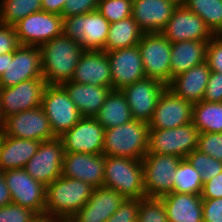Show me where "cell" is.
I'll return each mask as SVG.
<instances>
[{
	"mask_svg": "<svg viewBox=\"0 0 222 222\" xmlns=\"http://www.w3.org/2000/svg\"><path fill=\"white\" fill-rule=\"evenodd\" d=\"M94 188L61 175L46 186L44 219L67 222L88 202Z\"/></svg>",
	"mask_w": 222,
	"mask_h": 222,
	"instance_id": "1",
	"label": "cell"
},
{
	"mask_svg": "<svg viewBox=\"0 0 222 222\" xmlns=\"http://www.w3.org/2000/svg\"><path fill=\"white\" fill-rule=\"evenodd\" d=\"M42 76L47 84L71 80L76 65L85 51L78 41L63 34L40 46Z\"/></svg>",
	"mask_w": 222,
	"mask_h": 222,
	"instance_id": "2",
	"label": "cell"
},
{
	"mask_svg": "<svg viewBox=\"0 0 222 222\" xmlns=\"http://www.w3.org/2000/svg\"><path fill=\"white\" fill-rule=\"evenodd\" d=\"M147 122L135 120L105 129L103 154L142 160L148 152Z\"/></svg>",
	"mask_w": 222,
	"mask_h": 222,
	"instance_id": "3",
	"label": "cell"
},
{
	"mask_svg": "<svg viewBox=\"0 0 222 222\" xmlns=\"http://www.w3.org/2000/svg\"><path fill=\"white\" fill-rule=\"evenodd\" d=\"M141 160L105 156L103 186L112 188L125 199L146 197Z\"/></svg>",
	"mask_w": 222,
	"mask_h": 222,
	"instance_id": "4",
	"label": "cell"
},
{
	"mask_svg": "<svg viewBox=\"0 0 222 222\" xmlns=\"http://www.w3.org/2000/svg\"><path fill=\"white\" fill-rule=\"evenodd\" d=\"M110 23L98 10L63 17V35L78 41L84 50H104Z\"/></svg>",
	"mask_w": 222,
	"mask_h": 222,
	"instance_id": "5",
	"label": "cell"
},
{
	"mask_svg": "<svg viewBox=\"0 0 222 222\" xmlns=\"http://www.w3.org/2000/svg\"><path fill=\"white\" fill-rule=\"evenodd\" d=\"M200 132L193 123L168 129H149L148 152L186 158L197 149Z\"/></svg>",
	"mask_w": 222,
	"mask_h": 222,
	"instance_id": "6",
	"label": "cell"
},
{
	"mask_svg": "<svg viewBox=\"0 0 222 222\" xmlns=\"http://www.w3.org/2000/svg\"><path fill=\"white\" fill-rule=\"evenodd\" d=\"M41 106L56 137L62 136L82 118L78 108L60 84H47Z\"/></svg>",
	"mask_w": 222,
	"mask_h": 222,
	"instance_id": "7",
	"label": "cell"
},
{
	"mask_svg": "<svg viewBox=\"0 0 222 222\" xmlns=\"http://www.w3.org/2000/svg\"><path fill=\"white\" fill-rule=\"evenodd\" d=\"M182 158L175 155L147 153L142 161L146 197L161 198L173 192V178Z\"/></svg>",
	"mask_w": 222,
	"mask_h": 222,
	"instance_id": "8",
	"label": "cell"
},
{
	"mask_svg": "<svg viewBox=\"0 0 222 222\" xmlns=\"http://www.w3.org/2000/svg\"><path fill=\"white\" fill-rule=\"evenodd\" d=\"M138 47L145 76L167 85L171 81L172 43L162 33H143Z\"/></svg>",
	"mask_w": 222,
	"mask_h": 222,
	"instance_id": "9",
	"label": "cell"
},
{
	"mask_svg": "<svg viewBox=\"0 0 222 222\" xmlns=\"http://www.w3.org/2000/svg\"><path fill=\"white\" fill-rule=\"evenodd\" d=\"M14 28L21 45L40 47L63 34V17L41 10L20 20Z\"/></svg>",
	"mask_w": 222,
	"mask_h": 222,
	"instance_id": "10",
	"label": "cell"
},
{
	"mask_svg": "<svg viewBox=\"0 0 222 222\" xmlns=\"http://www.w3.org/2000/svg\"><path fill=\"white\" fill-rule=\"evenodd\" d=\"M12 203L30 208L44 219L46 186L33 179L24 168L3 171Z\"/></svg>",
	"mask_w": 222,
	"mask_h": 222,
	"instance_id": "11",
	"label": "cell"
},
{
	"mask_svg": "<svg viewBox=\"0 0 222 222\" xmlns=\"http://www.w3.org/2000/svg\"><path fill=\"white\" fill-rule=\"evenodd\" d=\"M64 152L60 137L41 141L24 169L33 179L47 186L62 175Z\"/></svg>",
	"mask_w": 222,
	"mask_h": 222,
	"instance_id": "12",
	"label": "cell"
},
{
	"mask_svg": "<svg viewBox=\"0 0 222 222\" xmlns=\"http://www.w3.org/2000/svg\"><path fill=\"white\" fill-rule=\"evenodd\" d=\"M2 133L14 138L46 141L56 138L42 106L8 116L1 125Z\"/></svg>",
	"mask_w": 222,
	"mask_h": 222,
	"instance_id": "13",
	"label": "cell"
},
{
	"mask_svg": "<svg viewBox=\"0 0 222 222\" xmlns=\"http://www.w3.org/2000/svg\"><path fill=\"white\" fill-rule=\"evenodd\" d=\"M32 78H43L40 47L20 45L14 52L7 53V66L0 77V87L14 86Z\"/></svg>",
	"mask_w": 222,
	"mask_h": 222,
	"instance_id": "14",
	"label": "cell"
},
{
	"mask_svg": "<svg viewBox=\"0 0 222 222\" xmlns=\"http://www.w3.org/2000/svg\"><path fill=\"white\" fill-rule=\"evenodd\" d=\"M47 86L44 78H32L10 87H0L3 121L8 116L42 105Z\"/></svg>",
	"mask_w": 222,
	"mask_h": 222,
	"instance_id": "15",
	"label": "cell"
},
{
	"mask_svg": "<svg viewBox=\"0 0 222 222\" xmlns=\"http://www.w3.org/2000/svg\"><path fill=\"white\" fill-rule=\"evenodd\" d=\"M105 128L91 117H82L62 139L65 152L102 154Z\"/></svg>",
	"mask_w": 222,
	"mask_h": 222,
	"instance_id": "16",
	"label": "cell"
},
{
	"mask_svg": "<svg viewBox=\"0 0 222 222\" xmlns=\"http://www.w3.org/2000/svg\"><path fill=\"white\" fill-rule=\"evenodd\" d=\"M165 88L164 83L149 77L122 88L121 92L131 109L133 119L148 123Z\"/></svg>",
	"mask_w": 222,
	"mask_h": 222,
	"instance_id": "17",
	"label": "cell"
},
{
	"mask_svg": "<svg viewBox=\"0 0 222 222\" xmlns=\"http://www.w3.org/2000/svg\"><path fill=\"white\" fill-rule=\"evenodd\" d=\"M193 104L165 88L158 98L149 129H168L192 122Z\"/></svg>",
	"mask_w": 222,
	"mask_h": 222,
	"instance_id": "18",
	"label": "cell"
},
{
	"mask_svg": "<svg viewBox=\"0 0 222 222\" xmlns=\"http://www.w3.org/2000/svg\"><path fill=\"white\" fill-rule=\"evenodd\" d=\"M161 33L171 43L186 40L210 41L215 36L203 19L184 5L177 6Z\"/></svg>",
	"mask_w": 222,
	"mask_h": 222,
	"instance_id": "19",
	"label": "cell"
},
{
	"mask_svg": "<svg viewBox=\"0 0 222 222\" xmlns=\"http://www.w3.org/2000/svg\"><path fill=\"white\" fill-rule=\"evenodd\" d=\"M106 53L109 58L113 90H121L146 77L138 45Z\"/></svg>",
	"mask_w": 222,
	"mask_h": 222,
	"instance_id": "20",
	"label": "cell"
},
{
	"mask_svg": "<svg viewBox=\"0 0 222 222\" xmlns=\"http://www.w3.org/2000/svg\"><path fill=\"white\" fill-rule=\"evenodd\" d=\"M105 155L64 152L62 176L75 178L91 184L103 186Z\"/></svg>",
	"mask_w": 222,
	"mask_h": 222,
	"instance_id": "21",
	"label": "cell"
},
{
	"mask_svg": "<svg viewBox=\"0 0 222 222\" xmlns=\"http://www.w3.org/2000/svg\"><path fill=\"white\" fill-rule=\"evenodd\" d=\"M124 200L125 198L112 188H94L88 202L67 222H106Z\"/></svg>",
	"mask_w": 222,
	"mask_h": 222,
	"instance_id": "22",
	"label": "cell"
},
{
	"mask_svg": "<svg viewBox=\"0 0 222 222\" xmlns=\"http://www.w3.org/2000/svg\"><path fill=\"white\" fill-rule=\"evenodd\" d=\"M177 6L169 0H133L132 18L143 33H161Z\"/></svg>",
	"mask_w": 222,
	"mask_h": 222,
	"instance_id": "23",
	"label": "cell"
},
{
	"mask_svg": "<svg viewBox=\"0 0 222 222\" xmlns=\"http://www.w3.org/2000/svg\"><path fill=\"white\" fill-rule=\"evenodd\" d=\"M71 81L79 84L109 87L112 90L111 70L107 53L85 50L74 70Z\"/></svg>",
	"mask_w": 222,
	"mask_h": 222,
	"instance_id": "24",
	"label": "cell"
},
{
	"mask_svg": "<svg viewBox=\"0 0 222 222\" xmlns=\"http://www.w3.org/2000/svg\"><path fill=\"white\" fill-rule=\"evenodd\" d=\"M211 69L207 62L171 78L166 85L174 95L182 97L192 104L201 102L210 77Z\"/></svg>",
	"mask_w": 222,
	"mask_h": 222,
	"instance_id": "25",
	"label": "cell"
},
{
	"mask_svg": "<svg viewBox=\"0 0 222 222\" xmlns=\"http://www.w3.org/2000/svg\"><path fill=\"white\" fill-rule=\"evenodd\" d=\"M161 200L168 222H203L201 195L171 192Z\"/></svg>",
	"mask_w": 222,
	"mask_h": 222,
	"instance_id": "26",
	"label": "cell"
},
{
	"mask_svg": "<svg viewBox=\"0 0 222 222\" xmlns=\"http://www.w3.org/2000/svg\"><path fill=\"white\" fill-rule=\"evenodd\" d=\"M61 85L78 108L82 117L94 118L111 91L109 87L79 84L71 80L65 81Z\"/></svg>",
	"mask_w": 222,
	"mask_h": 222,
	"instance_id": "27",
	"label": "cell"
},
{
	"mask_svg": "<svg viewBox=\"0 0 222 222\" xmlns=\"http://www.w3.org/2000/svg\"><path fill=\"white\" fill-rule=\"evenodd\" d=\"M40 142L14 138L2 133L0 137V171L24 168L36 153Z\"/></svg>",
	"mask_w": 222,
	"mask_h": 222,
	"instance_id": "28",
	"label": "cell"
},
{
	"mask_svg": "<svg viewBox=\"0 0 222 222\" xmlns=\"http://www.w3.org/2000/svg\"><path fill=\"white\" fill-rule=\"evenodd\" d=\"M209 41H179L171 47V78L206 62Z\"/></svg>",
	"mask_w": 222,
	"mask_h": 222,
	"instance_id": "29",
	"label": "cell"
},
{
	"mask_svg": "<svg viewBox=\"0 0 222 222\" xmlns=\"http://www.w3.org/2000/svg\"><path fill=\"white\" fill-rule=\"evenodd\" d=\"M105 129L133 120L131 109L121 90H111L100 111L94 117Z\"/></svg>",
	"mask_w": 222,
	"mask_h": 222,
	"instance_id": "30",
	"label": "cell"
},
{
	"mask_svg": "<svg viewBox=\"0 0 222 222\" xmlns=\"http://www.w3.org/2000/svg\"><path fill=\"white\" fill-rule=\"evenodd\" d=\"M143 32L132 16L110 23L108 37L105 43V52L123 49L138 45Z\"/></svg>",
	"mask_w": 222,
	"mask_h": 222,
	"instance_id": "31",
	"label": "cell"
},
{
	"mask_svg": "<svg viewBox=\"0 0 222 222\" xmlns=\"http://www.w3.org/2000/svg\"><path fill=\"white\" fill-rule=\"evenodd\" d=\"M192 123L200 133H222V102L193 104Z\"/></svg>",
	"mask_w": 222,
	"mask_h": 222,
	"instance_id": "32",
	"label": "cell"
},
{
	"mask_svg": "<svg viewBox=\"0 0 222 222\" xmlns=\"http://www.w3.org/2000/svg\"><path fill=\"white\" fill-rule=\"evenodd\" d=\"M184 6L200 16L214 35H222V0H185Z\"/></svg>",
	"mask_w": 222,
	"mask_h": 222,
	"instance_id": "33",
	"label": "cell"
},
{
	"mask_svg": "<svg viewBox=\"0 0 222 222\" xmlns=\"http://www.w3.org/2000/svg\"><path fill=\"white\" fill-rule=\"evenodd\" d=\"M41 10V0H0V23L14 26L28 15Z\"/></svg>",
	"mask_w": 222,
	"mask_h": 222,
	"instance_id": "34",
	"label": "cell"
},
{
	"mask_svg": "<svg viewBox=\"0 0 222 222\" xmlns=\"http://www.w3.org/2000/svg\"><path fill=\"white\" fill-rule=\"evenodd\" d=\"M173 182V192L201 195L203 188L201 176L186 158L180 160Z\"/></svg>",
	"mask_w": 222,
	"mask_h": 222,
	"instance_id": "35",
	"label": "cell"
},
{
	"mask_svg": "<svg viewBox=\"0 0 222 222\" xmlns=\"http://www.w3.org/2000/svg\"><path fill=\"white\" fill-rule=\"evenodd\" d=\"M186 159L200 174L203 183L222 172L221 161L210 157L208 154H204L197 149L188 154Z\"/></svg>",
	"mask_w": 222,
	"mask_h": 222,
	"instance_id": "36",
	"label": "cell"
},
{
	"mask_svg": "<svg viewBox=\"0 0 222 222\" xmlns=\"http://www.w3.org/2000/svg\"><path fill=\"white\" fill-rule=\"evenodd\" d=\"M133 0H100L97 10L109 23L132 16Z\"/></svg>",
	"mask_w": 222,
	"mask_h": 222,
	"instance_id": "37",
	"label": "cell"
},
{
	"mask_svg": "<svg viewBox=\"0 0 222 222\" xmlns=\"http://www.w3.org/2000/svg\"><path fill=\"white\" fill-rule=\"evenodd\" d=\"M137 222H168L161 198H141Z\"/></svg>",
	"mask_w": 222,
	"mask_h": 222,
	"instance_id": "38",
	"label": "cell"
},
{
	"mask_svg": "<svg viewBox=\"0 0 222 222\" xmlns=\"http://www.w3.org/2000/svg\"><path fill=\"white\" fill-rule=\"evenodd\" d=\"M41 219L32 209L14 203L0 207V222H39Z\"/></svg>",
	"mask_w": 222,
	"mask_h": 222,
	"instance_id": "39",
	"label": "cell"
},
{
	"mask_svg": "<svg viewBox=\"0 0 222 222\" xmlns=\"http://www.w3.org/2000/svg\"><path fill=\"white\" fill-rule=\"evenodd\" d=\"M197 150L222 162V133H200Z\"/></svg>",
	"mask_w": 222,
	"mask_h": 222,
	"instance_id": "40",
	"label": "cell"
},
{
	"mask_svg": "<svg viewBox=\"0 0 222 222\" xmlns=\"http://www.w3.org/2000/svg\"><path fill=\"white\" fill-rule=\"evenodd\" d=\"M140 199H125L106 222H137Z\"/></svg>",
	"mask_w": 222,
	"mask_h": 222,
	"instance_id": "41",
	"label": "cell"
},
{
	"mask_svg": "<svg viewBox=\"0 0 222 222\" xmlns=\"http://www.w3.org/2000/svg\"><path fill=\"white\" fill-rule=\"evenodd\" d=\"M206 62L211 71L222 73V35H215L208 42Z\"/></svg>",
	"mask_w": 222,
	"mask_h": 222,
	"instance_id": "42",
	"label": "cell"
},
{
	"mask_svg": "<svg viewBox=\"0 0 222 222\" xmlns=\"http://www.w3.org/2000/svg\"><path fill=\"white\" fill-rule=\"evenodd\" d=\"M100 0H66L62 17L86 14L97 10Z\"/></svg>",
	"mask_w": 222,
	"mask_h": 222,
	"instance_id": "43",
	"label": "cell"
},
{
	"mask_svg": "<svg viewBox=\"0 0 222 222\" xmlns=\"http://www.w3.org/2000/svg\"><path fill=\"white\" fill-rule=\"evenodd\" d=\"M20 45L14 26L0 23V54L14 52Z\"/></svg>",
	"mask_w": 222,
	"mask_h": 222,
	"instance_id": "44",
	"label": "cell"
},
{
	"mask_svg": "<svg viewBox=\"0 0 222 222\" xmlns=\"http://www.w3.org/2000/svg\"><path fill=\"white\" fill-rule=\"evenodd\" d=\"M206 102H222V73L211 71L203 99Z\"/></svg>",
	"mask_w": 222,
	"mask_h": 222,
	"instance_id": "45",
	"label": "cell"
},
{
	"mask_svg": "<svg viewBox=\"0 0 222 222\" xmlns=\"http://www.w3.org/2000/svg\"><path fill=\"white\" fill-rule=\"evenodd\" d=\"M203 222H222V198L203 199Z\"/></svg>",
	"mask_w": 222,
	"mask_h": 222,
	"instance_id": "46",
	"label": "cell"
},
{
	"mask_svg": "<svg viewBox=\"0 0 222 222\" xmlns=\"http://www.w3.org/2000/svg\"><path fill=\"white\" fill-rule=\"evenodd\" d=\"M201 198H222V172L203 183Z\"/></svg>",
	"mask_w": 222,
	"mask_h": 222,
	"instance_id": "47",
	"label": "cell"
},
{
	"mask_svg": "<svg viewBox=\"0 0 222 222\" xmlns=\"http://www.w3.org/2000/svg\"><path fill=\"white\" fill-rule=\"evenodd\" d=\"M42 10L62 15L66 0H41Z\"/></svg>",
	"mask_w": 222,
	"mask_h": 222,
	"instance_id": "48",
	"label": "cell"
},
{
	"mask_svg": "<svg viewBox=\"0 0 222 222\" xmlns=\"http://www.w3.org/2000/svg\"><path fill=\"white\" fill-rule=\"evenodd\" d=\"M12 203L10 191L6 185L3 172L0 171V207Z\"/></svg>",
	"mask_w": 222,
	"mask_h": 222,
	"instance_id": "49",
	"label": "cell"
},
{
	"mask_svg": "<svg viewBox=\"0 0 222 222\" xmlns=\"http://www.w3.org/2000/svg\"><path fill=\"white\" fill-rule=\"evenodd\" d=\"M7 66V54H0V77L5 72Z\"/></svg>",
	"mask_w": 222,
	"mask_h": 222,
	"instance_id": "50",
	"label": "cell"
},
{
	"mask_svg": "<svg viewBox=\"0 0 222 222\" xmlns=\"http://www.w3.org/2000/svg\"><path fill=\"white\" fill-rule=\"evenodd\" d=\"M170 2H173L174 4L178 6H182L185 3V0H169Z\"/></svg>",
	"mask_w": 222,
	"mask_h": 222,
	"instance_id": "51",
	"label": "cell"
},
{
	"mask_svg": "<svg viewBox=\"0 0 222 222\" xmlns=\"http://www.w3.org/2000/svg\"><path fill=\"white\" fill-rule=\"evenodd\" d=\"M3 124V115H2V103H1V96H0V127Z\"/></svg>",
	"mask_w": 222,
	"mask_h": 222,
	"instance_id": "52",
	"label": "cell"
},
{
	"mask_svg": "<svg viewBox=\"0 0 222 222\" xmlns=\"http://www.w3.org/2000/svg\"><path fill=\"white\" fill-rule=\"evenodd\" d=\"M39 222H61V221H54V220H45V219H41Z\"/></svg>",
	"mask_w": 222,
	"mask_h": 222,
	"instance_id": "53",
	"label": "cell"
},
{
	"mask_svg": "<svg viewBox=\"0 0 222 222\" xmlns=\"http://www.w3.org/2000/svg\"><path fill=\"white\" fill-rule=\"evenodd\" d=\"M1 135H2V129H1V127H0V137H1Z\"/></svg>",
	"mask_w": 222,
	"mask_h": 222,
	"instance_id": "54",
	"label": "cell"
}]
</instances>
